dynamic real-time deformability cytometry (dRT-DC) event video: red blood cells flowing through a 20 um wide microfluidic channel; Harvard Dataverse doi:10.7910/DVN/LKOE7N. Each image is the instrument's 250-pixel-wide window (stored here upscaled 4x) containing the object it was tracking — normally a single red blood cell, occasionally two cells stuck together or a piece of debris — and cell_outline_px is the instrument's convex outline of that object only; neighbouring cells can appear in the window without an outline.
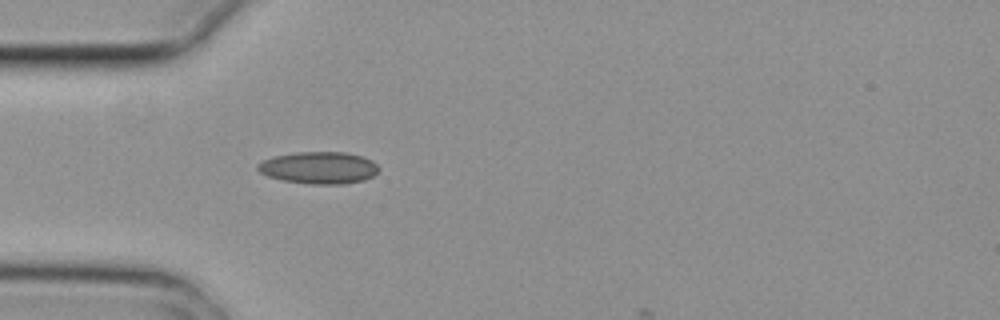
{"species": "common noctule bat (a hibernating species)", "species_latin": "Nyctalus noctula", "temperature_condition": "cold", "stored_images_in_passage": 1, "camera_frame_rate_fps": 3000, "um_per_image_px": 0.085, "animal": {"sex": "female", "body_mass_g": 29.2, "forearm_length_mm": 56.3}, "frame": {"image": 1, "passage_image": 1, "time_ms": 0.0, "image_size_px": [1000, 320], "cell_outline_px": [[380, 168], [372, 176], [364, 180], [344, 184], [312, 184], [284, 180], [268, 176], [260, 172], [256, 168], [256, 164], [264, 160], [276, 156], [296, 152], [344, 152], [360, 156], [372, 160]], "centroid_in_image_um": [27.11, 14.26], "position_along_channel_um": 57.9, "area_um2": 22.43}}